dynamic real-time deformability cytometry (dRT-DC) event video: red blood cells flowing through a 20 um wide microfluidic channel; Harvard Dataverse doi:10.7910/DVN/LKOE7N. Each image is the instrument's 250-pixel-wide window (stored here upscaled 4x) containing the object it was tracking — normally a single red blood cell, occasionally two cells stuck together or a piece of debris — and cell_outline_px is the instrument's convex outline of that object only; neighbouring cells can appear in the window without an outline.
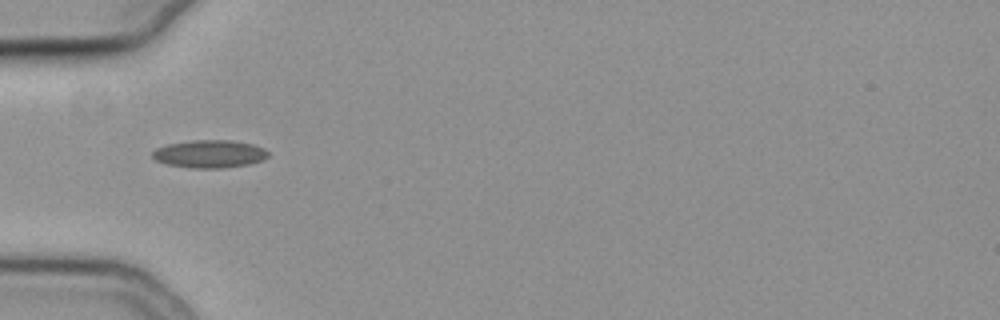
{"species": "common noctule bat (a hibernating species)", "species_latin": "Nyctalus noctula", "temperature_condition": "cold", "stored_images_in_passage": 40, "camera_frame_rate_fps": 3000, "um_per_image_px": 0.085, "animal": {"sex": "female", "body_mass_g": 19.3, "forearm_length_mm": 54.1}, "frame": {"image": 1, "passage_image": 4, "time_ms": 1.0, "image_size_px": [1000, 320], "cell_outline_px": [[268, 156], [264, 160], [248, 164], [224, 168], [188, 168], [168, 164], [156, 160], [152, 156], [152, 152], [156, 148], [168, 144], [192, 140], [232, 140], [252, 144], [264, 148], [268, 152]], "centroid_in_image_um": [17.82, 13.08], "position_along_channel_um": 67.2, "area_um2": 18.79}}
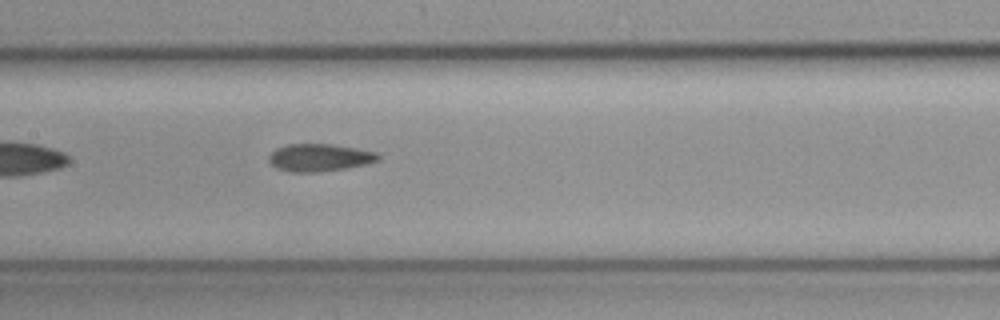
{"frame": {"image": 2, "passage_image": 13, "time_ms": 4.0, "image_size_px": [1000, 320], "cell_outline_px": [[380, 160], [364, 164], [344, 168], [316, 172], [288, 172], [276, 168], [268, 160], [268, 156], [276, 148], [288, 144], [332, 144], [356, 148], [376, 152], [380, 156]], "centroid_in_image_um": [27.13, 13.39], "position_along_channel_um": 180.3, "area_um2": 17.46}}
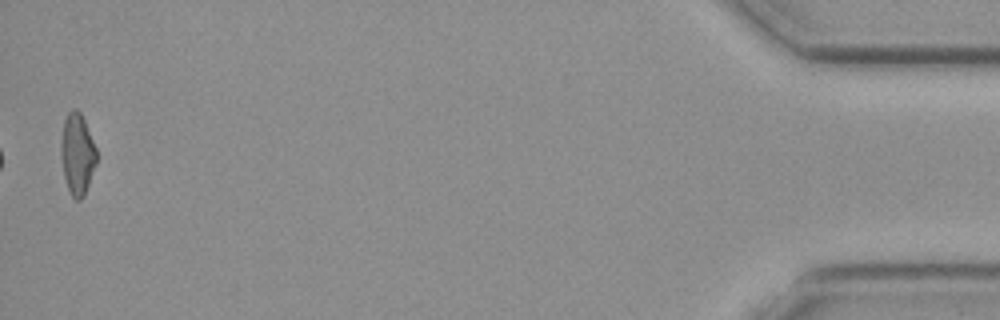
{"frame": {"image": 3, "passage_image": 40, "time_ms": 13.0, "image_size_px": [1000, 320], "cell_outline_px": [[96, 164], [84, 196], [80, 200], [76, 200], [72, 196], [68, 188], [64, 176], [60, 156], [60, 144], [64, 120], [68, 112], [72, 108], [76, 108], [80, 112], [84, 120], [96, 148]], "centroid_in_image_um": [6.55, 13.08], "position_along_channel_um": 428.6, "area_um2": 16.82}, "authors_computed_cell_mechanics": {"area_um2": 17.3111, "velocity_mm_per_s": 3.8041, "shape_relaxation_time_tau1_ms": null, "shape_relaxation_time_tau2_ms": 8.9162, "deformation_change_tau1": null, "deformation_change_tau2": 0.1842}}